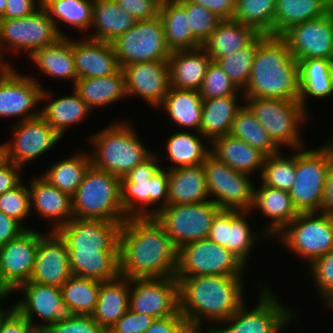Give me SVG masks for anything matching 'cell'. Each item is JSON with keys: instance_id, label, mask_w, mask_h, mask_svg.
<instances>
[{"instance_id": "cell-50", "label": "cell", "mask_w": 333, "mask_h": 333, "mask_svg": "<svg viewBox=\"0 0 333 333\" xmlns=\"http://www.w3.org/2000/svg\"><path fill=\"white\" fill-rule=\"evenodd\" d=\"M282 154L280 151L266 156L260 178L266 186L289 192L295 181L296 154L290 157Z\"/></svg>"}, {"instance_id": "cell-61", "label": "cell", "mask_w": 333, "mask_h": 333, "mask_svg": "<svg viewBox=\"0 0 333 333\" xmlns=\"http://www.w3.org/2000/svg\"><path fill=\"white\" fill-rule=\"evenodd\" d=\"M229 235V210L222 209L215 217L208 239L220 246H226Z\"/></svg>"}, {"instance_id": "cell-22", "label": "cell", "mask_w": 333, "mask_h": 333, "mask_svg": "<svg viewBox=\"0 0 333 333\" xmlns=\"http://www.w3.org/2000/svg\"><path fill=\"white\" fill-rule=\"evenodd\" d=\"M127 97L139 96L150 106L159 107L168 94V61H146L123 68Z\"/></svg>"}, {"instance_id": "cell-1", "label": "cell", "mask_w": 333, "mask_h": 333, "mask_svg": "<svg viewBox=\"0 0 333 333\" xmlns=\"http://www.w3.org/2000/svg\"><path fill=\"white\" fill-rule=\"evenodd\" d=\"M178 249L154 217L127 218L118 238L119 275L175 277Z\"/></svg>"}, {"instance_id": "cell-63", "label": "cell", "mask_w": 333, "mask_h": 333, "mask_svg": "<svg viewBox=\"0 0 333 333\" xmlns=\"http://www.w3.org/2000/svg\"><path fill=\"white\" fill-rule=\"evenodd\" d=\"M189 1L206 7L222 20L232 19L235 11V0H176Z\"/></svg>"}, {"instance_id": "cell-58", "label": "cell", "mask_w": 333, "mask_h": 333, "mask_svg": "<svg viewBox=\"0 0 333 333\" xmlns=\"http://www.w3.org/2000/svg\"><path fill=\"white\" fill-rule=\"evenodd\" d=\"M116 3L137 20L154 19L160 14L163 0H115Z\"/></svg>"}, {"instance_id": "cell-55", "label": "cell", "mask_w": 333, "mask_h": 333, "mask_svg": "<svg viewBox=\"0 0 333 333\" xmlns=\"http://www.w3.org/2000/svg\"><path fill=\"white\" fill-rule=\"evenodd\" d=\"M309 269L317 291L328 305L333 300V249L316 259Z\"/></svg>"}, {"instance_id": "cell-74", "label": "cell", "mask_w": 333, "mask_h": 333, "mask_svg": "<svg viewBox=\"0 0 333 333\" xmlns=\"http://www.w3.org/2000/svg\"><path fill=\"white\" fill-rule=\"evenodd\" d=\"M330 308H333V300L328 304Z\"/></svg>"}, {"instance_id": "cell-39", "label": "cell", "mask_w": 333, "mask_h": 333, "mask_svg": "<svg viewBox=\"0 0 333 333\" xmlns=\"http://www.w3.org/2000/svg\"><path fill=\"white\" fill-rule=\"evenodd\" d=\"M159 16L171 51L202 47L192 34L186 10L176 0H163Z\"/></svg>"}, {"instance_id": "cell-36", "label": "cell", "mask_w": 333, "mask_h": 333, "mask_svg": "<svg viewBox=\"0 0 333 333\" xmlns=\"http://www.w3.org/2000/svg\"><path fill=\"white\" fill-rule=\"evenodd\" d=\"M239 95L203 98L200 133L210 143L217 137L229 134L231 124L242 105Z\"/></svg>"}, {"instance_id": "cell-52", "label": "cell", "mask_w": 333, "mask_h": 333, "mask_svg": "<svg viewBox=\"0 0 333 333\" xmlns=\"http://www.w3.org/2000/svg\"><path fill=\"white\" fill-rule=\"evenodd\" d=\"M187 12L194 38L203 45L222 20L206 7L189 1H177Z\"/></svg>"}, {"instance_id": "cell-72", "label": "cell", "mask_w": 333, "mask_h": 333, "mask_svg": "<svg viewBox=\"0 0 333 333\" xmlns=\"http://www.w3.org/2000/svg\"><path fill=\"white\" fill-rule=\"evenodd\" d=\"M41 6H43L48 0H37Z\"/></svg>"}, {"instance_id": "cell-24", "label": "cell", "mask_w": 333, "mask_h": 333, "mask_svg": "<svg viewBox=\"0 0 333 333\" xmlns=\"http://www.w3.org/2000/svg\"><path fill=\"white\" fill-rule=\"evenodd\" d=\"M71 275L66 243L56 231L45 233L39 240L29 281L60 288Z\"/></svg>"}, {"instance_id": "cell-43", "label": "cell", "mask_w": 333, "mask_h": 333, "mask_svg": "<svg viewBox=\"0 0 333 333\" xmlns=\"http://www.w3.org/2000/svg\"><path fill=\"white\" fill-rule=\"evenodd\" d=\"M196 133L178 131L167 138L165 146L167 158L172 165L165 169L199 166L204 163L206 157L211 153V148L202 143V139L205 137L200 132Z\"/></svg>"}, {"instance_id": "cell-60", "label": "cell", "mask_w": 333, "mask_h": 333, "mask_svg": "<svg viewBox=\"0 0 333 333\" xmlns=\"http://www.w3.org/2000/svg\"><path fill=\"white\" fill-rule=\"evenodd\" d=\"M40 7L41 5L36 0H7L4 14L0 18L16 19L27 17Z\"/></svg>"}, {"instance_id": "cell-8", "label": "cell", "mask_w": 333, "mask_h": 333, "mask_svg": "<svg viewBox=\"0 0 333 333\" xmlns=\"http://www.w3.org/2000/svg\"><path fill=\"white\" fill-rule=\"evenodd\" d=\"M244 98L245 106L280 149L282 146L294 150L303 147L300 125H305L308 112L298 100Z\"/></svg>"}, {"instance_id": "cell-62", "label": "cell", "mask_w": 333, "mask_h": 333, "mask_svg": "<svg viewBox=\"0 0 333 333\" xmlns=\"http://www.w3.org/2000/svg\"><path fill=\"white\" fill-rule=\"evenodd\" d=\"M21 169L20 166L7 160L0 165V195L21 183L22 178L19 174Z\"/></svg>"}, {"instance_id": "cell-27", "label": "cell", "mask_w": 333, "mask_h": 333, "mask_svg": "<svg viewBox=\"0 0 333 333\" xmlns=\"http://www.w3.org/2000/svg\"><path fill=\"white\" fill-rule=\"evenodd\" d=\"M211 61L203 47L172 51L168 59L170 87L199 91Z\"/></svg>"}, {"instance_id": "cell-31", "label": "cell", "mask_w": 333, "mask_h": 333, "mask_svg": "<svg viewBox=\"0 0 333 333\" xmlns=\"http://www.w3.org/2000/svg\"><path fill=\"white\" fill-rule=\"evenodd\" d=\"M203 165L168 170V204L209 201Z\"/></svg>"}, {"instance_id": "cell-16", "label": "cell", "mask_w": 333, "mask_h": 333, "mask_svg": "<svg viewBox=\"0 0 333 333\" xmlns=\"http://www.w3.org/2000/svg\"><path fill=\"white\" fill-rule=\"evenodd\" d=\"M12 66L0 70V118L20 117L17 122H21L40 116V109H32L50 100L52 93L45 90L37 78L23 75Z\"/></svg>"}, {"instance_id": "cell-51", "label": "cell", "mask_w": 333, "mask_h": 333, "mask_svg": "<svg viewBox=\"0 0 333 333\" xmlns=\"http://www.w3.org/2000/svg\"><path fill=\"white\" fill-rule=\"evenodd\" d=\"M257 47L258 37L246 48L215 61L238 87L241 94L249 82L250 71L257 52Z\"/></svg>"}, {"instance_id": "cell-33", "label": "cell", "mask_w": 333, "mask_h": 333, "mask_svg": "<svg viewBox=\"0 0 333 333\" xmlns=\"http://www.w3.org/2000/svg\"><path fill=\"white\" fill-rule=\"evenodd\" d=\"M129 301V279L118 276L100 283L98 301L91 315L107 332L127 310Z\"/></svg>"}, {"instance_id": "cell-2", "label": "cell", "mask_w": 333, "mask_h": 333, "mask_svg": "<svg viewBox=\"0 0 333 333\" xmlns=\"http://www.w3.org/2000/svg\"><path fill=\"white\" fill-rule=\"evenodd\" d=\"M243 276L205 275L181 277L178 280L179 312L191 322L212 333L245 302ZM206 320V321H205Z\"/></svg>"}, {"instance_id": "cell-57", "label": "cell", "mask_w": 333, "mask_h": 333, "mask_svg": "<svg viewBox=\"0 0 333 333\" xmlns=\"http://www.w3.org/2000/svg\"><path fill=\"white\" fill-rule=\"evenodd\" d=\"M156 318L130 309L111 326L107 333H144Z\"/></svg>"}, {"instance_id": "cell-71", "label": "cell", "mask_w": 333, "mask_h": 333, "mask_svg": "<svg viewBox=\"0 0 333 333\" xmlns=\"http://www.w3.org/2000/svg\"><path fill=\"white\" fill-rule=\"evenodd\" d=\"M327 4L331 11H333V0H327Z\"/></svg>"}, {"instance_id": "cell-73", "label": "cell", "mask_w": 333, "mask_h": 333, "mask_svg": "<svg viewBox=\"0 0 333 333\" xmlns=\"http://www.w3.org/2000/svg\"><path fill=\"white\" fill-rule=\"evenodd\" d=\"M34 333H45L44 330H36Z\"/></svg>"}, {"instance_id": "cell-6", "label": "cell", "mask_w": 333, "mask_h": 333, "mask_svg": "<svg viewBox=\"0 0 333 333\" xmlns=\"http://www.w3.org/2000/svg\"><path fill=\"white\" fill-rule=\"evenodd\" d=\"M73 215L81 219L124 222L127 217L120 201V178L92 165L72 196Z\"/></svg>"}, {"instance_id": "cell-17", "label": "cell", "mask_w": 333, "mask_h": 333, "mask_svg": "<svg viewBox=\"0 0 333 333\" xmlns=\"http://www.w3.org/2000/svg\"><path fill=\"white\" fill-rule=\"evenodd\" d=\"M43 235L30 227L0 246V291L13 293L30 280L38 243Z\"/></svg>"}, {"instance_id": "cell-45", "label": "cell", "mask_w": 333, "mask_h": 333, "mask_svg": "<svg viewBox=\"0 0 333 333\" xmlns=\"http://www.w3.org/2000/svg\"><path fill=\"white\" fill-rule=\"evenodd\" d=\"M90 166V155L76 152L74 156L52 164L41 176L59 190L73 196Z\"/></svg>"}, {"instance_id": "cell-30", "label": "cell", "mask_w": 333, "mask_h": 333, "mask_svg": "<svg viewBox=\"0 0 333 333\" xmlns=\"http://www.w3.org/2000/svg\"><path fill=\"white\" fill-rule=\"evenodd\" d=\"M259 35L253 27L241 24L236 20L224 19L219 22L202 47L215 62L221 57L246 48Z\"/></svg>"}, {"instance_id": "cell-37", "label": "cell", "mask_w": 333, "mask_h": 333, "mask_svg": "<svg viewBox=\"0 0 333 333\" xmlns=\"http://www.w3.org/2000/svg\"><path fill=\"white\" fill-rule=\"evenodd\" d=\"M300 96L299 102L307 110V98L324 99L333 94V63L326 59L298 61Z\"/></svg>"}, {"instance_id": "cell-9", "label": "cell", "mask_w": 333, "mask_h": 333, "mask_svg": "<svg viewBox=\"0 0 333 333\" xmlns=\"http://www.w3.org/2000/svg\"><path fill=\"white\" fill-rule=\"evenodd\" d=\"M277 236L284 247L310 266L333 249V216L322 212L299 213Z\"/></svg>"}, {"instance_id": "cell-25", "label": "cell", "mask_w": 333, "mask_h": 333, "mask_svg": "<svg viewBox=\"0 0 333 333\" xmlns=\"http://www.w3.org/2000/svg\"><path fill=\"white\" fill-rule=\"evenodd\" d=\"M29 185L30 208H34L47 221H54L51 231H57L60 227L70 222L73 218L72 196L65 193L42 176L31 179Z\"/></svg>"}, {"instance_id": "cell-3", "label": "cell", "mask_w": 333, "mask_h": 333, "mask_svg": "<svg viewBox=\"0 0 333 333\" xmlns=\"http://www.w3.org/2000/svg\"><path fill=\"white\" fill-rule=\"evenodd\" d=\"M243 97L298 100V61L280 36L260 34Z\"/></svg>"}, {"instance_id": "cell-49", "label": "cell", "mask_w": 333, "mask_h": 333, "mask_svg": "<svg viewBox=\"0 0 333 333\" xmlns=\"http://www.w3.org/2000/svg\"><path fill=\"white\" fill-rule=\"evenodd\" d=\"M251 211L229 210V235L227 245L230 252L238 257L245 265L250 258V252L258 241L257 235L250 228L247 216Z\"/></svg>"}, {"instance_id": "cell-11", "label": "cell", "mask_w": 333, "mask_h": 333, "mask_svg": "<svg viewBox=\"0 0 333 333\" xmlns=\"http://www.w3.org/2000/svg\"><path fill=\"white\" fill-rule=\"evenodd\" d=\"M245 266L226 247L209 239L197 240L178 249L175 278L179 280L181 277L205 275L244 276Z\"/></svg>"}, {"instance_id": "cell-65", "label": "cell", "mask_w": 333, "mask_h": 333, "mask_svg": "<svg viewBox=\"0 0 333 333\" xmlns=\"http://www.w3.org/2000/svg\"><path fill=\"white\" fill-rule=\"evenodd\" d=\"M25 230L20 222L0 211V246L18 237Z\"/></svg>"}, {"instance_id": "cell-5", "label": "cell", "mask_w": 333, "mask_h": 333, "mask_svg": "<svg viewBox=\"0 0 333 333\" xmlns=\"http://www.w3.org/2000/svg\"><path fill=\"white\" fill-rule=\"evenodd\" d=\"M134 130L129 122L122 121L94 133L90 139L94 148L90 154L91 165L122 178L146 160L154 152L144 146Z\"/></svg>"}, {"instance_id": "cell-68", "label": "cell", "mask_w": 333, "mask_h": 333, "mask_svg": "<svg viewBox=\"0 0 333 333\" xmlns=\"http://www.w3.org/2000/svg\"><path fill=\"white\" fill-rule=\"evenodd\" d=\"M9 292H5V291H0V301H4L5 299H8L7 297L9 296ZM14 308V306H11V308H8L6 310L3 311V309L0 307V324L2 322V320L5 318V316Z\"/></svg>"}, {"instance_id": "cell-41", "label": "cell", "mask_w": 333, "mask_h": 333, "mask_svg": "<svg viewBox=\"0 0 333 333\" xmlns=\"http://www.w3.org/2000/svg\"><path fill=\"white\" fill-rule=\"evenodd\" d=\"M51 102L40 108V116L63 137L64 132L75 124L80 123L91 112L84 100L72 91L71 95L51 99Z\"/></svg>"}, {"instance_id": "cell-26", "label": "cell", "mask_w": 333, "mask_h": 333, "mask_svg": "<svg viewBox=\"0 0 333 333\" xmlns=\"http://www.w3.org/2000/svg\"><path fill=\"white\" fill-rule=\"evenodd\" d=\"M77 78L109 76L119 69L112 43L86 37L73 41Z\"/></svg>"}, {"instance_id": "cell-34", "label": "cell", "mask_w": 333, "mask_h": 333, "mask_svg": "<svg viewBox=\"0 0 333 333\" xmlns=\"http://www.w3.org/2000/svg\"><path fill=\"white\" fill-rule=\"evenodd\" d=\"M29 58L46 76L77 81L73 56V40L61 37L52 45L34 51Z\"/></svg>"}, {"instance_id": "cell-7", "label": "cell", "mask_w": 333, "mask_h": 333, "mask_svg": "<svg viewBox=\"0 0 333 333\" xmlns=\"http://www.w3.org/2000/svg\"><path fill=\"white\" fill-rule=\"evenodd\" d=\"M333 142L296 153L295 181L289 195L298 213L321 212Z\"/></svg>"}, {"instance_id": "cell-48", "label": "cell", "mask_w": 333, "mask_h": 333, "mask_svg": "<svg viewBox=\"0 0 333 333\" xmlns=\"http://www.w3.org/2000/svg\"><path fill=\"white\" fill-rule=\"evenodd\" d=\"M276 0H235L232 20L253 27L259 34L274 36Z\"/></svg>"}, {"instance_id": "cell-23", "label": "cell", "mask_w": 333, "mask_h": 333, "mask_svg": "<svg viewBox=\"0 0 333 333\" xmlns=\"http://www.w3.org/2000/svg\"><path fill=\"white\" fill-rule=\"evenodd\" d=\"M17 289L23 291L24 297L17 301L14 308L37 330H43L68 315L60 288L28 281ZM34 316L45 322L34 324L35 319H32Z\"/></svg>"}, {"instance_id": "cell-32", "label": "cell", "mask_w": 333, "mask_h": 333, "mask_svg": "<svg viewBox=\"0 0 333 333\" xmlns=\"http://www.w3.org/2000/svg\"><path fill=\"white\" fill-rule=\"evenodd\" d=\"M138 20L120 7L115 0H93L91 28L88 38L112 42L135 26Z\"/></svg>"}, {"instance_id": "cell-12", "label": "cell", "mask_w": 333, "mask_h": 333, "mask_svg": "<svg viewBox=\"0 0 333 333\" xmlns=\"http://www.w3.org/2000/svg\"><path fill=\"white\" fill-rule=\"evenodd\" d=\"M222 209L211 200L193 204H168L154 216L179 249L189 242L208 239L217 214Z\"/></svg>"}, {"instance_id": "cell-54", "label": "cell", "mask_w": 333, "mask_h": 333, "mask_svg": "<svg viewBox=\"0 0 333 333\" xmlns=\"http://www.w3.org/2000/svg\"><path fill=\"white\" fill-rule=\"evenodd\" d=\"M27 187L21 182L15 188L0 195V211L16 219L26 229H29L28 226L24 225V220L29 215L31 216L30 195Z\"/></svg>"}, {"instance_id": "cell-15", "label": "cell", "mask_w": 333, "mask_h": 333, "mask_svg": "<svg viewBox=\"0 0 333 333\" xmlns=\"http://www.w3.org/2000/svg\"><path fill=\"white\" fill-rule=\"evenodd\" d=\"M265 286L259 290V300L255 308L246 310L245 303L224 322L225 328L216 327L212 333H280L290 321L295 318V313L282 305ZM246 306V307H245ZM230 323V324H229Z\"/></svg>"}, {"instance_id": "cell-66", "label": "cell", "mask_w": 333, "mask_h": 333, "mask_svg": "<svg viewBox=\"0 0 333 333\" xmlns=\"http://www.w3.org/2000/svg\"><path fill=\"white\" fill-rule=\"evenodd\" d=\"M321 212L333 216V159L327 171Z\"/></svg>"}, {"instance_id": "cell-18", "label": "cell", "mask_w": 333, "mask_h": 333, "mask_svg": "<svg viewBox=\"0 0 333 333\" xmlns=\"http://www.w3.org/2000/svg\"><path fill=\"white\" fill-rule=\"evenodd\" d=\"M128 306L133 312L156 319L174 315L179 310L178 280L175 277L130 279Z\"/></svg>"}, {"instance_id": "cell-44", "label": "cell", "mask_w": 333, "mask_h": 333, "mask_svg": "<svg viewBox=\"0 0 333 333\" xmlns=\"http://www.w3.org/2000/svg\"><path fill=\"white\" fill-rule=\"evenodd\" d=\"M101 281L71 275L60 287L68 314L92 315L98 301Z\"/></svg>"}, {"instance_id": "cell-47", "label": "cell", "mask_w": 333, "mask_h": 333, "mask_svg": "<svg viewBox=\"0 0 333 333\" xmlns=\"http://www.w3.org/2000/svg\"><path fill=\"white\" fill-rule=\"evenodd\" d=\"M229 135L259 149L266 156L275 155L281 151L245 105L237 112L231 124Z\"/></svg>"}, {"instance_id": "cell-4", "label": "cell", "mask_w": 333, "mask_h": 333, "mask_svg": "<svg viewBox=\"0 0 333 333\" xmlns=\"http://www.w3.org/2000/svg\"><path fill=\"white\" fill-rule=\"evenodd\" d=\"M158 157L152 153L120 178V201L127 218L154 217L168 205V169L157 163ZM153 204L156 207L149 210Z\"/></svg>"}, {"instance_id": "cell-38", "label": "cell", "mask_w": 333, "mask_h": 333, "mask_svg": "<svg viewBox=\"0 0 333 333\" xmlns=\"http://www.w3.org/2000/svg\"><path fill=\"white\" fill-rule=\"evenodd\" d=\"M203 98L197 90L169 88L159 108L179 127L200 132Z\"/></svg>"}, {"instance_id": "cell-13", "label": "cell", "mask_w": 333, "mask_h": 333, "mask_svg": "<svg viewBox=\"0 0 333 333\" xmlns=\"http://www.w3.org/2000/svg\"><path fill=\"white\" fill-rule=\"evenodd\" d=\"M120 68L146 61H168L167 46L160 16L138 20L134 27L111 42Z\"/></svg>"}, {"instance_id": "cell-69", "label": "cell", "mask_w": 333, "mask_h": 333, "mask_svg": "<svg viewBox=\"0 0 333 333\" xmlns=\"http://www.w3.org/2000/svg\"><path fill=\"white\" fill-rule=\"evenodd\" d=\"M6 160L4 144H0V165Z\"/></svg>"}, {"instance_id": "cell-29", "label": "cell", "mask_w": 333, "mask_h": 333, "mask_svg": "<svg viewBox=\"0 0 333 333\" xmlns=\"http://www.w3.org/2000/svg\"><path fill=\"white\" fill-rule=\"evenodd\" d=\"M209 146L211 154L233 170L249 175L256 171L261 174L266 155L243 140L227 134L215 138Z\"/></svg>"}, {"instance_id": "cell-42", "label": "cell", "mask_w": 333, "mask_h": 333, "mask_svg": "<svg viewBox=\"0 0 333 333\" xmlns=\"http://www.w3.org/2000/svg\"><path fill=\"white\" fill-rule=\"evenodd\" d=\"M327 0H276L274 36L290 27L318 19L330 12Z\"/></svg>"}, {"instance_id": "cell-20", "label": "cell", "mask_w": 333, "mask_h": 333, "mask_svg": "<svg viewBox=\"0 0 333 333\" xmlns=\"http://www.w3.org/2000/svg\"><path fill=\"white\" fill-rule=\"evenodd\" d=\"M15 124L12 141L3 144L6 160L20 167L37 159L61 140L60 135L41 116Z\"/></svg>"}, {"instance_id": "cell-28", "label": "cell", "mask_w": 333, "mask_h": 333, "mask_svg": "<svg viewBox=\"0 0 333 333\" xmlns=\"http://www.w3.org/2000/svg\"><path fill=\"white\" fill-rule=\"evenodd\" d=\"M254 189V200L251 211L260 210L262 215L269 218V224L263 234L277 235L299 214L294 208L288 191L266 186Z\"/></svg>"}, {"instance_id": "cell-70", "label": "cell", "mask_w": 333, "mask_h": 333, "mask_svg": "<svg viewBox=\"0 0 333 333\" xmlns=\"http://www.w3.org/2000/svg\"><path fill=\"white\" fill-rule=\"evenodd\" d=\"M7 0H0V17L4 14Z\"/></svg>"}, {"instance_id": "cell-59", "label": "cell", "mask_w": 333, "mask_h": 333, "mask_svg": "<svg viewBox=\"0 0 333 333\" xmlns=\"http://www.w3.org/2000/svg\"><path fill=\"white\" fill-rule=\"evenodd\" d=\"M37 329L15 308L2 320L0 333H34Z\"/></svg>"}, {"instance_id": "cell-64", "label": "cell", "mask_w": 333, "mask_h": 333, "mask_svg": "<svg viewBox=\"0 0 333 333\" xmlns=\"http://www.w3.org/2000/svg\"><path fill=\"white\" fill-rule=\"evenodd\" d=\"M185 322L186 318L178 310L169 317L155 319L144 333H175Z\"/></svg>"}, {"instance_id": "cell-19", "label": "cell", "mask_w": 333, "mask_h": 333, "mask_svg": "<svg viewBox=\"0 0 333 333\" xmlns=\"http://www.w3.org/2000/svg\"><path fill=\"white\" fill-rule=\"evenodd\" d=\"M297 60L333 59V11L294 25L280 36Z\"/></svg>"}, {"instance_id": "cell-40", "label": "cell", "mask_w": 333, "mask_h": 333, "mask_svg": "<svg viewBox=\"0 0 333 333\" xmlns=\"http://www.w3.org/2000/svg\"><path fill=\"white\" fill-rule=\"evenodd\" d=\"M72 275L97 281L119 276L118 251L68 252Z\"/></svg>"}, {"instance_id": "cell-46", "label": "cell", "mask_w": 333, "mask_h": 333, "mask_svg": "<svg viewBox=\"0 0 333 333\" xmlns=\"http://www.w3.org/2000/svg\"><path fill=\"white\" fill-rule=\"evenodd\" d=\"M43 7L49 13L61 37L67 35L59 28L60 21L84 33L91 28L93 0H48Z\"/></svg>"}, {"instance_id": "cell-14", "label": "cell", "mask_w": 333, "mask_h": 333, "mask_svg": "<svg viewBox=\"0 0 333 333\" xmlns=\"http://www.w3.org/2000/svg\"><path fill=\"white\" fill-rule=\"evenodd\" d=\"M203 165L210 200L221 209L251 211L254 200L251 175L230 168L211 153ZM252 182V183H251Z\"/></svg>"}, {"instance_id": "cell-35", "label": "cell", "mask_w": 333, "mask_h": 333, "mask_svg": "<svg viewBox=\"0 0 333 333\" xmlns=\"http://www.w3.org/2000/svg\"><path fill=\"white\" fill-rule=\"evenodd\" d=\"M73 89L91 110L111 105L127 97L125 73L122 68L109 76L77 79Z\"/></svg>"}, {"instance_id": "cell-67", "label": "cell", "mask_w": 333, "mask_h": 333, "mask_svg": "<svg viewBox=\"0 0 333 333\" xmlns=\"http://www.w3.org/2000/svg\"><path fill=\"white\" fill-rule=\"evenodd\" d=\"M201 329L195 324L186 321L175 333H204Z\"/></svg>"}, {"instance_id": "cell-21", "label": "cell", "mask_w": 333, "mask_h": 333, "mask_svg": "<svg viewBox=\"0 0 333 333\" xmlns=\"http://www.w3.org/2000/svg\"><path fill=\"white\" fill-rule=\"evenodd\" d=\"M123 222L74 217L56 232L68 252L118 251V238Z\"/></svg>"}, {"instance_id": "cell-53", "label": "cell", "mask_w": 333, "mask_h": 333, "mask_svg": "<svg viewBox=\"0 0 333 333\" xmlns=\"http://www.w3.org/2000/svg\"><path fill=\"white\" fill-rule=\"evenodd\" d=\"M239 91L224 70L216 62L211 61L204 76L202 87L199 90L202 98L238 95Z\"/></svg>"}, {"instance_id": "cell-56", "label": "cell", "mask_w": 333, "mask_h": 333, "mask_svg": "<svg viewBox=\"0 0 333 333\" xmlns=\"http://www.w3.org/2000/svg\"><path fill=\"white\" fill-rule=\"evenodd\" d=\"M43 330L45 333H107L91 315L72 314H68Z\"/></svg>"}, {"instance_id": "cell-10", "label": "cell", "mask_w": 333, "mask_h": 333, "mask_svg": "<svg viewBox=\"0 0 333 333\" xmlns=\"http://www.w3.org/2000/svg\"><path fill=\"white\" fill-rule=\"evenodd\" d=\"M60 38L61 35L43 6L27 17L0 18V64L3 67L11 66L4 59L5 45L8 46L7 49L13 50L14 54L23 51L30 56L34 51L52 45Z\"/></svg>"}]
</instances>
